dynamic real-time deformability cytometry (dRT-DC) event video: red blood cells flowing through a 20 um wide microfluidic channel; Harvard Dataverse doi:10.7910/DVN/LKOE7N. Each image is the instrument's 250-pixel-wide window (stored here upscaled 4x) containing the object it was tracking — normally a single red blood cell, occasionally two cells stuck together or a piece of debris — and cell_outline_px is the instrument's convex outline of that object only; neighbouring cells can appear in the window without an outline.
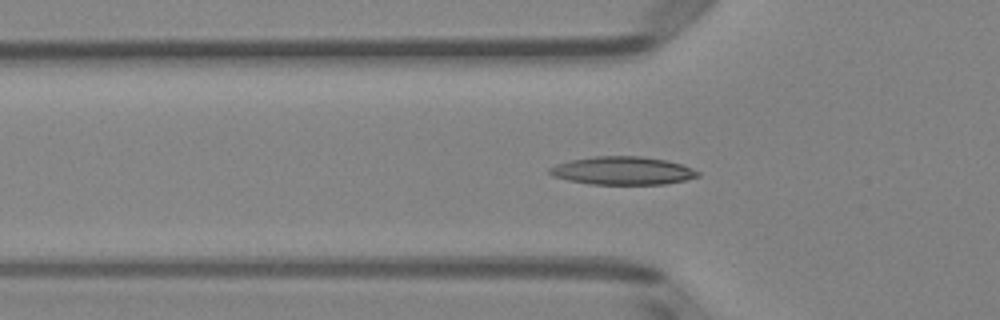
{"species": "Egyptian fruit bat (a non-hibernating species)", "species_latin": "Rousettus aegyptiacus", "temperature_condition": "room temperature", "stored_images_in_passage": 43, "segment_of_instrument_passage": [1, 2], "camera_frame_rate_fps": 3000, "um_per_image_px": 0.085, "animal": {"sex": "female"}, "frame": {"image": 1, "passage_image": 8, "time_ms": 2.333, "image_size_px": [1000, 320], "cell_outline_px": [[700, 176], [684, 180], [664, 184], [588, 184], [568, 180], [552, 176], [548, 172], [548, 168], [556, 164], [572, 160], [592, 156], [640, 156], [664, 160], [684, 164], [700, 172]], "centroid_in_image_um": [52.91, 14.51], "position_along_channel_um": 72.9, "area_um2": 24.33}}
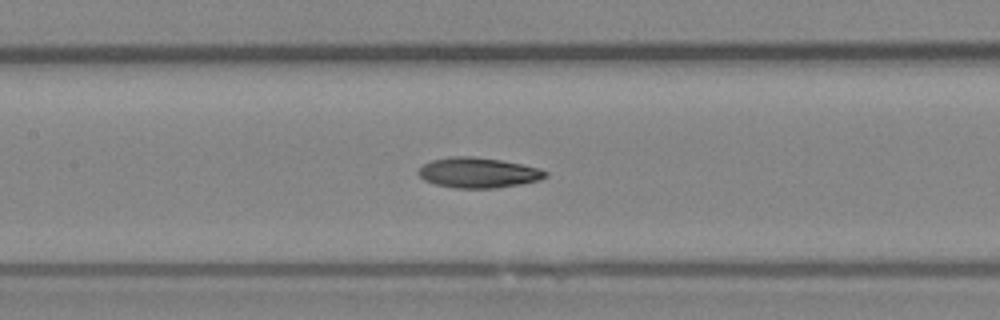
{"frame": {"image": 2, "passage_image": 15, "time_ms": 4.667, "image_size_px": [1000, 320], "cell_outline_px": [[548, 176], [540, 180], [520, 184], [496, 188], [456, 188], [436, 184], [424, 180], [416, 172], [424, 164], [432, 160], [452, 156], [472, 156], [500, 160], [540, 168], [548, 172]], "centroid_in_image_um": [40.66, 14.68], "position_along_channel_um": 166.7, "area_um2": 22.37}}
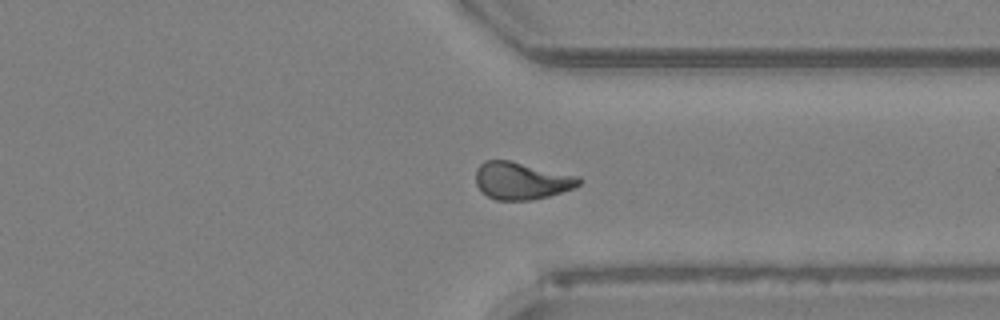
{"frame": {"image": 3, "passage_image": 30, "time_ms": 9.667, "image_size_px": [1000, 320], "cell_outline_px": [[580, 184], [572, 188], [548, 196], [532, 200], [496, 200], [488, 196], [476, 184], [476, 168], [484, 160], [508, 160], [580, 176]], "centroid_in_image_um": [44.31, 15.35], "position_along_channel_um": 367.1, "area_um2": 22.25}}